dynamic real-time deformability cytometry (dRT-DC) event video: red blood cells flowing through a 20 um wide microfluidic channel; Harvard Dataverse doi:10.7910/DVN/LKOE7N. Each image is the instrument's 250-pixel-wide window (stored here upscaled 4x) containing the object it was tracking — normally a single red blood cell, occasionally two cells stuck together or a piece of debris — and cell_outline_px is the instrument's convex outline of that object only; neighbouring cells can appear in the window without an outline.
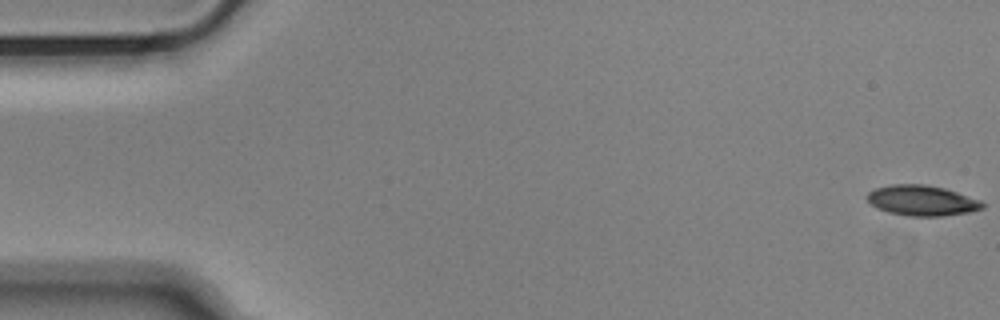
{"species": "Egyptian fruit bat (a non-hibernating species)", "species_latin": "Rousettus aegyptiacus", "temperature_condition": "cold", "stored_images_in_passage": 55, "camera_frame_rate_fps": 3000, "um_per_image_px": 0.085, "animal": {"sex": "male"}, "frame": {"image": 1, "passage_image": 1, "time_ms": 0.0, "image_size_px": [1000, 320], "cell_outline_px": [[984, 208], [968, 212], [944, 216], [908, 216], [888, 212], [876, 208], [868, 200], [868, 192], [876, 188], [892, 184], [924, 184], [944, 188], [980, 200], [984, 204]], "centroid_in_image_um": [78.36, 17.05], "position_along_channel_um": 6.6, "area_um2": 20.29}}
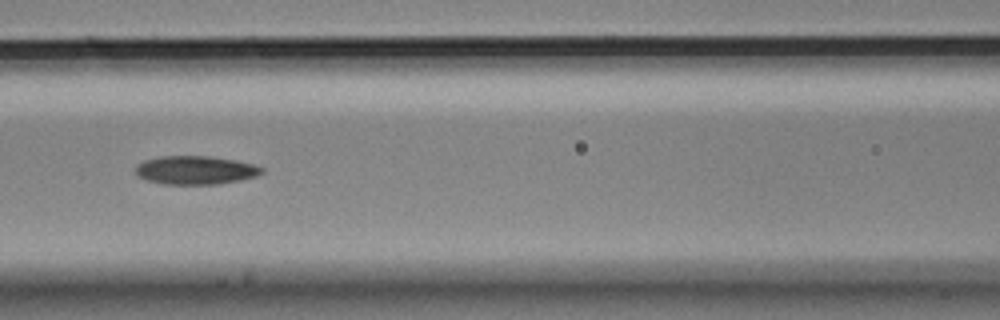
{"frame": {"image": 2, "passage_image": 24, "time_ms": 7.667, "image_size_px": [1000, 320], "cell_outline_px": [[264, 172], [256, 176], [240, 180], [216, 184], [164, 184], [148, 180], [140, 176], [136, 172], [136, 164], [144, 160], [160, 156], [208, 156], [236, 160], [252, 164], [264, 168]], "centroid_in_image_um": [16.63, 14.45], "position_along_channel_um": 150.0, "area_um2": 20.87}}
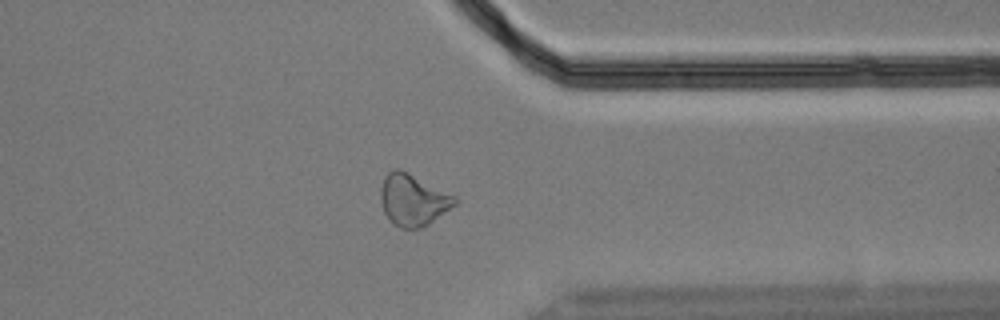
{"frame": {"image": 3, "passage_image": 43, "time_ms": 14.0, "image_size_px": [1000, 320], "cell_outline_px": [[456, 204], [428, 224], [420, 228], [400, 228], [392, 224], [384, 212], [380, 200], [380, 188], [384, 176], [388, 172], [396, 168], [400, 168], [456, 196]], "centroid_in_image_um": [35.07, 16.98], "position_along_channel_um": 376.3, "area_um2": 22.31}, "authors_computed_cell_mechanics": {"area_um2": 21.1548, "velocity_mm_per_s": 3.6568, "shape_relaxation_time_tau1_ms": 8.839, "shape_relaxation_time_tau2_ms": 6.0581, "deformation_change_tau1": 0.1657, "deformation_change_tau2": 0.1449}}